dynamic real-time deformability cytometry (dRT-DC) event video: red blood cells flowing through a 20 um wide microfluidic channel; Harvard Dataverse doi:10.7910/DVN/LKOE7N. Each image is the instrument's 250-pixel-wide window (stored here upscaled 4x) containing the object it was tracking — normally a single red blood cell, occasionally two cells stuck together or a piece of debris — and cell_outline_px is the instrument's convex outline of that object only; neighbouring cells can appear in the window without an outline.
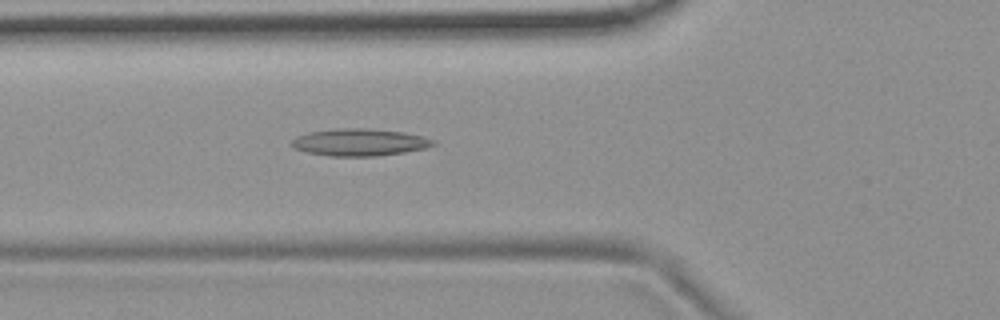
{"species": "common noctule bat (a hibernating species)", "species_latin": "Nyctalus noctula", "temperature_condition": "room temperature", "stored_images_in_passage": 6, "camera_frame_rate_fps": 3000, "um_per_image_px": 0.085, "animal": {"sex": "female", "body_mass_g": 19.9}, "frame": {"image": 1, "passage_image": 6, "time_ms": 1.667, "image_size_px": [1000, 320], "cell_outline_px": [[436, 144], [428, 148], [404, 152], [376, 156], [332, 156], [308, 152], [296, 148], [292, 144], [292, 140], [296, 136], [308, 132], [336, 128], [372, 128], [404, 132], [424, 136], [436, 140]], "centroid_in_image_um": [30.63, 12.08], "position_along_channel_um": 95.2, "area_um2": 22.54}}